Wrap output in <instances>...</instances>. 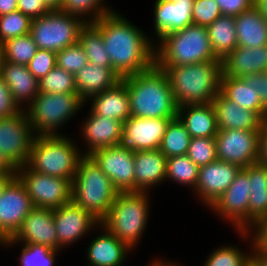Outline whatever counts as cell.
Instances as JSON below:
<instances>
[{
    "label": "cell",
    "instance_id": "56",
    "mask_svg": "<svg viewBox=\"0 0 267 266\" xmlns=\"http://www.w3.org/2000/svg\"><path fill=\"white\" fill-rule=\"evenodd\" d=\"M164 256L160 257V259L157 258H153L151 260H149L150 262L146 264V266H183L181 265L179 262H175V261H170L167 258H165L164 260Z\"/></svg>",
    "mask_w": 267,
    "mask_h": 266
},
{
    "label": "cell",
    "instance_id": "37",
    "mask_svg": "<svg viewBox=\"0 0 267 266\" xmlns=\"http://www.w3.org/2000/svg\"><path fill=\"white\" fill-rule=\"evenodd\" d=\"M199 167L187 155L167 158L165 182L183 185L192 192L195 189Z\"/></svg>",
    "mask_w": 267,
    "mask_h": 266
},
{
    "label": "cell",
    "instance_id": "41",
    "mask_svg": "<svg viewBox=\"0 0 267 266\" xmlns=\"http://www.w3.org/2000/svg\"><path fill=\"white\" fill-rule=\"evenodd\" d=\"M39 92L77 94L75 75L55 66L46 76L39 80Z\"/></svg>",
    "mask_w": 267,
    "mask_h": 266
},
{
    "label": "cell",
    "instance_id": "8",
    "mask_svg": "<svg viewBox=\"0 0 267 266\" xmlns=\"http://www.w3.org/2000/svg\"><path fill=\"white\" fill-rule=\"evenodd\" d=\"M85 106L78 94L39 92L24 111L35 136L66 135L63 129Z\"/></svg>",
    "mask_w": 267,
    "mask_h": 266
},
{
    "label": "cell",
    "instance_id": "29",
    "mask_svg": "<svg viewBox=\"0 0 267 266\" xmlns=\"http://www.w3.org/2000/svg\"><path fill=\"white\" fill-rule=\"evenodd\" d=\"M121 78L113 68L87 63L75 75L77 94L86 103L92 96L112 88Z\"/></svg>",
    "mask_w": 267,
    "mask_h": 266
},
{
    "label": "cell",
    "instance_id": "59",
    "mask_svg": "<svg viewBox=\"0 0 267 266\" xmlns=\"http://www.w3.org/2000/svg\"><path fill=\"white\" fill-rule=\"evenodd\" d=\"M50 10H59L62 0H42Z\"/></svg>",
    "mask_w": 267,
    "mask_h": 266
},
{
    "label": "cell",
    "instance_id": "21",
    "mask_svg": "<svg viewBox=\"0 0 267 266\" xmlns=\"http://www.w3.org/2000/svg\"><path fill=\"white\" fill-rule=\"evenodd\" d=\"M193 3L194 0H154L151 39L156 42L162 36L192 24Z\"/></svg>",
    "mask_w": 267,
    "mask_h": 266
},
{
    "label": "cell",
    "instance_id": "61",
    "mask_svg": "<svg viewBox=\"0 0 267 266\" xmlns=\"http://www.w3.org/2000/svg\"><path fill=\"white\" fill-rule=\"evenodd\" d=\"M4 240L0 237V246H2V247H0V248H2L3 249V244H4Z\"/></svg>",
    "mask_w": 267,
    "mask_h": 266
},
{
    "label": "cell",
    "instance_id": "35",
    "mask_svg": "<svg viewBox=\"0 0 267 266\" xmlns=\"http://www.w3.org/2000/svg\"><path fill=\"white\" fill-rule=\"evenodd\" d=\"M21 248H20V246ZM18 247L20 254H18L19 266H56V258L59 256V250L49 248L46 245L40 244H21L14 240H6L3 244L5 249L10 247Z\"/></svg>",
    "mask_w": 267,
    "mask_h": 266
},
{
    "label": "cell",
    "instance_id": "47",
    "mask_svg": "<svg viewBox=\"0 0 267 266\" xmlns=\"http://www.w3.org/2000/svg\"><path fill=\"white\" fill-rule=\"evenodd\" d=\"M22 111L14 101L7 84L0 77V119L16 115Z\"/></svg>",
    "mask_w": 267,
    "mask_h": 266
},
{
    "label": "cell",
    "instance_id": "7",
    "mask_svg": "<svg viewBox=\"0 0 267 266\" xmlns=\"http://www.w3.org/2000/svg\"><path fill=\"white\" fill-rule=\"evenodd\" d=\"M118 193L95 160L90 155H83L72 180V202L101 222Z\"/></svg>",
    "mask_w": 267,
    "mask_h": 266
},
{
    "label": "cell",
    "instance_id": "52",
    "mask_svg": "<svg viewBox=\"0 0 267 266\" xmlns=\"http://www.w3.org/2000/svg\"><path fill=\"white\" fill-rule=\"evenodd\" d=\"M254 242L263 250L267 251V223H259L253 230Z\"/></svg>",
    "mask_w": 267,
    "mask_h": 266
},
{
    "label": "cell",
    "instance_id": "22",
    "mask_svg": "<svg viewBox=\"0 0 267 266\" xmlns=\"http://www.w3.org/2000/svg\"><path fill=\"white\" fill-rule=\"evenodd\" d=\"M8 240L21 244H40L57 250V230L53 210L34 207L15 235Z\"/></svg>",
    "mask_w": 267,
    "mask_h": 266
},
{
    "label": "cell",
    "instance_id": "50",
    "mask_svg": "<svg viewBox=\"0 0 267 266\" xmlns=\"http://www.w3.org/2000/svg\"><path fill=\"white\" fill-rule=\"evenodd\" d=\"M18 11L32 20L44 16L50 9L42 0H18Z\"/></svg>",
    "mask_w": 267,
    "mask_h": 266
},
{
    "label": "cell",
    "instance_id": "60",
    "mask_svg": "<svg viewBox=\"0 0 267 266\" xmlns=\"http://www.w3.org/2000/svg\"><path fill=\"white\" fill-rule=\"evenodd\" d=\"M243 266H261V264L251 255Z\"/></svg>",
    "mask_w": 267,
    "mask_h": 266
},
{
    "label": "cell",
    "instance_id": "57",
    "mask_svg": "<svg viewBox=\"0 0 267 266\" xmlns=\"http://www.w3.org/2000/svg\"><path fill=\"white\" fill-rule=\"evenodd\" d=\"M16 177V174H0V196L6 186Z\"/></svg>",
    "mask_w": 267,
    "mask_h": 266
},
{
    "label": "cell",
    "instance_id": "42",
    "mask_svg": "<svg viewBox=\"0 0 267 266\" xmlns=\"http://www.w3.org/2000/svg\"><path fill=\"white\" fill-rule=\"evenodd\" d=\"M31 21L18 10L0 16V45L9 39L30 34Z\"/></svg>",
    "mask_w": 267,
    "mask_h": 266
},
{
    "label": "cell",
    "instance_id": "54",
    "mask_svg": "<svg viewBox=\"0 0 267 266\" xmlns=\"http://www.w3.org/2000/svg\"><path fill=\"white\" fill-rule=\"evenodd\" d=\"M252 256L261 266H267V251H263L255 242L252 245Z\"/></svg>",
    "mask_w": 267,
    "mask_h": 266
},
{
    "label": "cell",
    "instance_id": "40",
    "mask_svg": "<svg viewBox=\"0 0 267 266\" xmlns=\"http://www.w3.org/2000/svg\"><path fill=\"white\" fill-rule=\"evenodd\" d=\"M2 60L28 65L38 48L30 34L9 39L0 45Z\"/></svg>",
    "mask_w": 267,
    "mask_h": 266
},
{
    "label": "cell",
    "instance_id": "10",
    "mask_svg": "<svg viewBox=\"0 0 267 266\" xmlns=\"http://www.w3.org/2000/svg\"><path fill=\"white\" fill-rule=\"evenodd\" d=\"M16 177L25 186L34 207L56 209L72 201V182L40 174L27 165L17 168Z\"/></svg>",
    "mask_w": 267,
    "mask_h": 266
},
{
    "label": "cell",
    "instance_id": "11",
    "mask_svg": "<svg viewBox=\"0 0 267 266\" xmlns=\"http://www.w3.org/2000/svg\"><path fill=\"white\" fill-rule=\"evenodd\" d=\"M250 181L241 169L230 187L208 208L236 231H249Z\"/></svg>",
    "mask_w": 267,
    "mask_h": 266
},
{
    "label": "cell",
    "instance_id": "5",
    "mask_svg": "<svg viewBox=\"0 0 267 266\" xmlns=\"http://www.w3.org/2000/svg\"><path fill=\"white\" fill-rule=\"evenodd\" d=\"M218 60L211 48L206 26L189 24L182 30L166 34L155 42V64L190 65Z\"/></svg>",
    "mask_w": 267,
    "mask_h": 266
},
{
    "label": "cell",
    "instance_id": "23",
    "mask_svg": "<svg viewBox=\"0 0 267 266\" xmlns=\"http://www.w3.org/2000/svg\"><path fill=\"white\" fill-rule=\"evenodd\" d=\"M166 161L159 149L135 151V192H153L162 185L166 179Z\"/></svg>",
    "mask_w": 267,
    "mask_h": 266
},
{
    "label": "cell",
    "instance_id": "45",
    "mask_svg": "<svg viewBox=\"0 0 267 266\" xmlns=\"http://www.w3.org/2000/svg\"><path fill=\"white\" fill-rule=\"evenodd\" d=\"M221 15L220 7L215 0H194L192 8L193 24L207 27Z\"/></svg>",
    "mask_w": 267,
    "mask_h": 266
},
{
    "label": "cell",
    "instance_id": "24",
    "mask_svg": "<svg viewBox=\"0 0 267 266\" xmlns=\"http://www.w3.org/2000/svg\"><path fill=\"white\" fill-rule=\"evenodd\" d=\"M0 77L7 84L14 101L24 110L39 93V80L28 66L1 60Z\"/></svg>",
    "mask_w": 267,
    "mask_h": 266
},
{
    "label": "cell",
    "instance_id": "16",
    "mask_svg": "<svg viewBox=\"0 0 267 266\" xmlns=\"http://www.w3.org/2000/svg\"><path fill=\"white\" fill-rule=\"evenodd\" d=\"M33 208L25 186L15 177L0 196V237L11 239Z\"/></svg>",
    "mask_w": 267,
    "mask_h": 266
},
{
    "label": "cell",
    "instance_id": "32",
    "mask_svg": "<svg viewBox=\"0 0 267 266\" xmlns=\"http://www.w3.org/2000/svg\"><path fill=\"white\" fill-rule=\"evenodd\" d=\"M234 234L239 235L238 238H241L242 242H246V246L251 245L250 247L248 246L249 249L239 248V244L230 245L226 243L225 245H220L217 248L215 247V249L213 248L212 252L206 256L202 266H243L252 255L254 236L252 231H236Z\"/></svg>",
    "mask_w": 267,
    "mask_h": 266
},
{
    "label": "cell",
    "instance_id": "53",
    "mask_svg": "<svg viewBox=\"0 0 267 266\" xmlns=\"http://www.w3.org/2000/svg\"><path fill=\"white\" fill-rule=\"evenodd\" d=\"M18 10V0H0V16Z\"/></svg>",
    "mask_w": 267,
    "mask_h": 266
},
{
    "label": "cell",
    "instance_id": "15",
    "mask_svg": "<svg viewBox=\"0 0 267 266\" xmlns=\"http://www.w3.org/2000/svg\"><path fill=\"white\" fill-rule=\"evenodd\" d=\"M119 192H135L134 152L120 144L101 148L90 155Z\"/></svg>",
    "mask_w": 267,
    "mask_h": 266
},
{
    "label": "cell",
    "instance_id": "3",
    "mask_svg": "<svg viewBox=\"0 0 267 266\" xmlns=\"http://www.w3.org/2000/svg\"><path fill=\"white\" fill-rule=\"evenodd\" d=\"M177 106L212 103L220 92L222 62L165 66Z\"/></svg>",
    "mask_w": 267,
    "mask_h": 266
},
{
    "label": "cell",
    "instance_id": "17",
    "mask_svg": "<svg viewBox=\"0 0 267 266\" xmlns=\"http://www.w3.org/2000/svg\"><path fill=\"white\" fill-rule=\"evenodd\" d=\"M242 168L236 164L216 160L199 167L198 180L192 196L209 208L234 182Z\"/></svg>",
    "mask_w": 267,
    "mask_h": 266
},
{
    "label": "cell",
    "instance_id": "1",
    "mask_svg": "<svg viewBox=\"0 0 267 266\" xmlns=\"http://www.w3.org/2000/svg\"><path fill=\"white\" fill-rule=\"evenodd\" d=\"M92 24L101 32L113 71L120 78L146 71L155 64V42L149 32L118 10Z\"/></svg>",
    "mask_w": 267,
    "mask_h": 266
},
{
    "label": "cell",
    "instance_id": "2",
    "mask_svg": "<svg viewBox=\"0 0 267 266\" xmlns=\"http://www.w3.org/2000/svg\"><path fill=\"white\" fill-rule=\"evenodd\" d=\"M121 80L128 89L131 116L149 119L177 117L178 106L168 76L156 64Z\"/></svg>",
    "mask_w": 267,
    "mask_h": 266
},
{
    "label": "cell",
    "instance_id": "31",
    "mask_svg": "<svg viewBox=\"0 0 267 266\" xmlns=\"http://www.w3.org/2000/svg\"><path fill=\"white\" fill-rule=\"evenodd\" d=\"M237 46L257 48L267 45V21L254 5L235 17Z\"/></svg>",
    "mask_w": 267,
    "mask_h": 266
},
{
    "label": "cell",
    "instance_id": "36",
    "mask_svg": "<svg viewBox=\"0 0 267 266\" xmlns=\"http://www.w3.org/2000/svg\"><path fill=\"white\" fill-rule=\"evenodd\" d=\"M78 42L86 53L88 63L112 68L102 34L92 23H87L80 30Z\"/></svg>",
    "mask_w": 267,
    "mask_h": 266
},
{
    "label": "cell",
    "instance_id": "12",
    "mask_svg": "<svg viewBox=\"0 0 267 266\" xmlns=\"http://www.w3.org/2000/svg\"><path fill=\"white\" fill-rule=\"evenodd\" d=\"M34 138L24 110L0 119V152L16 169L27 165Z\"/></svg>",
    "mask_w": 267,
    "mask_h": 266
},
{
    "label": "cell",
    "instance_id": "28",
    "mask_svg": "<svg viewBox=\"0 0 267 266\" xmlns=\"http://www.w3.org/2000/svg\"><path fill=\"white\" fill-rule=\"evenodd\" d=\"M177 117L191 138L215 137L218 133L216 113L212 103L179 106Z\"/></svg>",
    "mask_w": 267,
    "mask_h": 266
},
{
    "label": "cell",
    "instance_id": "39",
    "mask_svg": "<svg viewBox=\"0 0 267 266\" xmlns=\"http://www.w3.org/2000/svg\"><path fill=\"white\" fill-rule=\"evenodd\" d=\"M107 3L106 0H62L59 10L78 16L87 24L115 11Z\"/></svg>",
    "mask_w": 267,
    "mask_h": 266
},
{
    "label": "cell",
    "instance_id": "18",
    "mask_svg": "<svg viewBox=\"0 0 267 266\" xmlns=\"http://www.w3.org/2000/svg\"><path fill=\"white\" fill-rule=\"evenodd\" d=\"M84 120V121H83ZM79 126L82 142L79 144L82 155H91L94 151L120 145L122 141L123 122L104 116H97L91 110L83 118ZM82 147V148H81Z\"/></svg>",
    "mask_w": 267,
    "mask_h": 266
},
{
    "label": "cell",
    "instance_id": "25",
    "mask_svg": "<svg viewBox=\"0 0 267 266\" xmlns=\"http://www.w3.org/2000/svg\"><path fill=\"white\" fill-rule=\"evenodd\" d=\"M218 129H241L261 131L264 120L252 110L241 108L221 91L212 101Z\"/></svg>",
    "mask_w": 267,
    "mask_h": 266
},
{
    "label": "cell",
    "instance_id": "34",
    "mask_svg": "<svg viewBox=\"0 0 267 266\" xmlns=\"http://www.w3.org/2000/svg\"><path fill=\"white\" fill-rule=\"evenodd\" d=\"M220 91L241 108L255 111L264 121L267 120V109L262 105L257 91L248 87L241 78L221 77Z\"/></svg>",
    "mask_w": 267,
    "mask_h": 266
},
{
    "label": "cell",
    "instance_id": "4",
    "mask_svg": "<svg viewBox=\"0 0 267 266\" xmlns=\"http://www.w3.org/2000/svg\"><path fill=\"white\" fill-rule=\"evenodd\" d=\"M150 199V192L118 193L100 224L135 251L142 242L150 220Z\"/></svg>",
    "mask_w": 267,
    "mask_h": 266
},
{
    "label": "cell",
    "instance_id": "27",
    "mask_svg": "<svg viewBox=\"0 0 267 266\" xmlns=\"http://www.w3.org/2000/svg\"><path fill=\"white\" fill-rule=\"evenodd\" d=\"M85 104H90L89 110L97 116H104L121 122L126 121L131 116L128 89L122 80L112 88L92 96Z\"/></svg>",
    "mask_w": 267,
    "mask_h": 266
},
{
    "label": "cell",
    "instance_id": "20",
    "mask_svg": "<svg viewBox=\"0 0 267 266\" xmlns=\"http://www.w3.org/2000/svg\"><path fill=\"white\" fill-rule=\"evenodd\" d=\"M95 234L88 241L84 256L88 266H123L127 262L132 250L125 242L119 240L110 233L103 225L97 227ZM128 257V258H127Z\"/></svg>",
    "mask_w": 267,
    "mask_h": 266
},
{
    "label": "cell",
    "instance_id": "55",
    "mask_svg": "<svg viewBox=\"0 0 267 266\" xmlns=\"http://www.w3.org/2000/svg\"><path fill=\"white\" fill-rule=\"evenodd\" d=\"M16 168L7 160L5 155L0 152V174H16Z\"/></svg>",
    "mask_w": 267,
    "mask_h": 266
},
{
    "label": "cell",
    "instance_id": "62",
    "mask_svg": "<svg viewBox=\"0 0 267 266\" xmlns=\"http://www.w3.org/2000/svg\"><path fill=\"white\" fill-rule=\"evenodd\" d=\"M1 60H2V57H1V50H0V64H1Z\"/></svg>",
    "mask_w": 267,
    "mask_h": 266
},
{
    "label": "cell",
    "instance_id": "14",
    "mask_svg": "<svg viewBox=\"0 0 267 266\" xmlns=\"http://www.w3.org/2000/svg\"><path fill=\"white\" fill-rule=\"evenodd\" d=\"M259 135L256 130L219 129L215 136L217 160L241 168L257 163Z\"/></svg>",
    "mask_w": 267,
    "mask_h": 266
},
{
    "label": "cell",
    "instance_id": "13",
    "mask_svg": "<svg viewBox=\"0 0 267 266\" xmlns=\"http://www.w3.org/2000/svg\"><path fill=\"white\" fill-rule=\"evenodd\" d=\"M53 219L57 230V250L62 252L81 239L85 240L84 237L93 235L92 231L100 224L90 212L72 201L53 209Z\"/></svg>",
    "mask_w": 267,
    "mask_h": 266
},
{
    "label": "cell",
    "instance_id": "51",
    "mask_svg": "<svg viewBox=\"0 0 267 266\" xmlns=\"http://www.w3.org/2000/svg\"><path fill=\"white\" fill-rule=\"evenodd\" d=\"M267 168V120L262 124L259 135L258 161Z\"/></svg>",
    "mask_w": 267,
    "mask_h": 266
},
{
    "label": "cell",
    "instance_id": "48",
    "mask_svg": "<svg viewBox=\"0 0 267 266\" xmlns=\"http://www.w3.org/2000/svg\"><path fill=\"white\" fill-rule=\"evenodd\" d=\"M222 15L236 17L254 6L255 0H215Z\"/></svg>",
    "mask_w": 267,
    "mask_h": 266
},
{
    "label": "cell",
    "instance_id": "9",
    "mask_svg": "<svg viewBox=\"0 0 267 266\" xmlns=\"http://www.w3.org/2000/svg\"><path fill=\"white\" fill-rule=\"evenodd\" d=\"M86 23L78 16L61 10H50L32 19L30 35L38 49L59 52L78 42L80 30Z\"/></svg>",
    "mask_w": 267,
    "mask_h": 266
},
{
    "label": "cell",
    "instance_id": "30",
    "mask_svg": "<svg viewBox=\"0 0 267 266\" xmlns=\"http://www.w3.org/2000/svg\"><path fill=\"white\" fill-rule=\"evenodd\" d=\"M249 177V231L267 219V168L254 163L242 168Z\"/></svg>",
    "mask_w": 267,
    "mask_h": 266
},
{
    "label": "cell",
    "instance_id": "19",
    "mask_svg": "<svg viewBox=\"0 0 267 266\" xmlns=\"http://www.w3.org/2000/svg\"><path fill=\"white\" fill-rule=\"evenodd\" d=\"M170 120L172 119L130 116L123 122L121 144L133 152L158 150Z\"/></svg>",
    "mask_w": 267,
    "mask_h": 266
},
{
    "label": "cell",
    "instance_id": "58",
    "mask_svg": "<svg viewBox=\"0 0 267 266\" xmlns=\"http://www.w3.org/2000/svg\"><path fill=\"white\" fill-rule=\"evenodd\" d=\"M254 5L260 11L261 16L267 21V0H255Z\"/></svg>",
    "mask_w": 267,
    "mask_h": 266
},
{
    "label": "cell",
    "instance_id": "6",
    "mask_svg": "<svg viewBox=\"0 0 267 266\" xmlns=\"http://www.w3.org/2000/svg\"><path fill=\"white\" fill-rule=\"evenodd\" d=\"M70 135L35 136L27 166L40 174L72 182L83 155L79 142Z\"/></svg>",
    "mask_w": 267,
    "mask_h": 266
},
{
    "label": "cell",
    "instance_id": "49",
    "mask_svg": "<svg viewBox=\"0 0 267 266\" xmlns=\"http://www.w3.org/2000/svg\"><path fill=\"white\" fill-rule=\"evenodd\" d=\"M241 79L248 87H253L262 105L267 109V72L242 76Z\"/></svg>",
    "mask_w": 267,
    "mask_h": 266
},
{
    "label": "cell",
    "instance_id": "43",
    "mask_svg": "<svg viewBox=\"0 0 267 266\" xmlns=\"http://www.w3.org/2000/svg\"><path fill=\"white\" fill-rule=\"evenodd\" d=\"M186 155L198 167H202L216 161L215 137L191 138Z\"/></svg>",
    "mask_w": 267,
    "mask_h": 266
},
{
    "label": "cell",
    "instance_id": "38",
    "mask_svg": "<svg viewBox=\"0 0 267 266\" xmlns=\"http://www.w3.org/2000/svg\"><path fill=\"white\" fill-rule=\"evenodd\" d=\"M191 136L178 117L170 120L159 150L166 158L186 155Z\"/></svg>",
    "mask_w": 267,
    "mask_h": 266
},
{
    "label": "cell",
    "instance_id": "46",
    "mask_svg": "<svg viewBox=\"0 0 267 266\" xmlns=\"http://www.w3.org/2000/svg\"><path fill=\"white\" fill-rule=\"evenodd\" d=\"M27 66L34 77L40 80L56 66V52L38 49Z\"/></svg>",
    "mask_w": 267,
    "mask_h": 266
},
{
    "label": "cell",
    "instance_id": "26",
    "mask_svg": "<svg viewBox=\"0 0 267 266\" xmlns=\"http://www.w3.org/2000/svg\"><path fill=\"white\" fill-rule=\"evenodd\" d=\"M267 72V45L255 48L237 46L223 61L221 77L241 78Z\"/></svg>",
    "mask_w": 267,
    "mask_h": 266
},
{
    "label": "cell",
    "instance_id": "44",
    "mask_svg": "<svg viewBox=\"0 0 267 266\" xmlns=\"http://www.w3.org/2000/svg\"><path fill=\"white\" fill-rule=\"evenodd\" d=\"M87 63L86 53L79 42L56 53V66L74 75L84 68Z\"/></svg>",
    "mask_w": 267,
    "mask_h": 266
},
{
    "label": "cell",
    "instance_id": "33",
    "mask_svg": "<svg viewBox=\"0 0 267 266\" xmlns=\"http://www.w3.org/2000/svg\"><path fill=\"white\" fill-rule=\"evenodd\" d=\"M210 45L221 62L237 47L235 17L221 15L207 26Z\"/></svg>",
    "mask_w": 267,
    "mask_h": 266
}]
</instances>
